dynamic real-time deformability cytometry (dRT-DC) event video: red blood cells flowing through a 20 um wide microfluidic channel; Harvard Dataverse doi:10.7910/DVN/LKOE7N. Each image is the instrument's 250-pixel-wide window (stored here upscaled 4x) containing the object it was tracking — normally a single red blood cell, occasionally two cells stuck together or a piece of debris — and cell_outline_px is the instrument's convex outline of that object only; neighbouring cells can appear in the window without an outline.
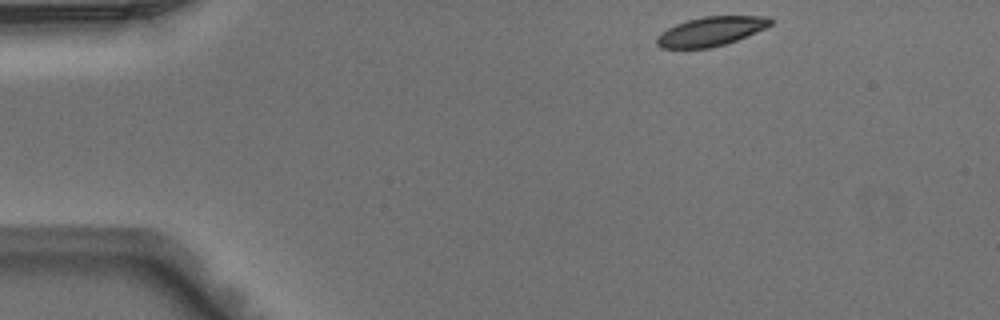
{"species": "Egyptian fruit bat (a non-hibernating species)", "species_latin": "Rousettus aegyptiacus", "temperature_condition": "warm", "stored_images_in_passage": 3, "camera_frame_rate_fps": 3000, "um_per_image_px": 0.085, "animal": {"sex": "male"}, "frame": {"image": 1, "passage_image": 1, "time_ms": 0.0, "image_size_px": [1000, 320], "cell_outline_px": [[776, 20], [772, 24], [764, 28], [736, 40], [712, 48], [660, 48], [656, 44], [656, 36], [660, 32], [676, 24], [688, 20], [704, 16], [768, 16]], "centroid_in_image_um": [60.41, 2.66], "position_along_channel_um": 24.6, "area_um2": 19.36}}
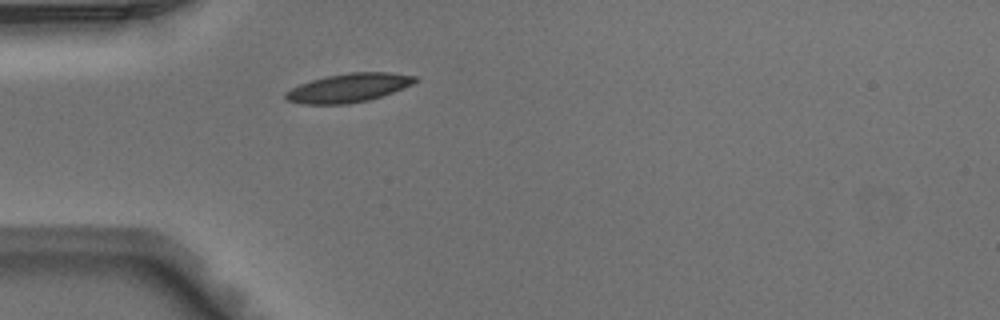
{"frame": {"image": 2, "passage_image": 3, "time_ms": 0.667, "image_size_px": [1000, 320], "cell_outline_px": [[420, 80], [412, 84], [392, 92], [368, 100], [348, 104], [300, 104], [288, 100], [284, 96], [284, 92], [300, 84], [312, 80], [328, 76], [348, 72], [388, 72], [416, 76]], "centroid_in_image_um": [29.62, 7.46], "position_along_channel_um": 55.4, "area_um2": 21.56}}